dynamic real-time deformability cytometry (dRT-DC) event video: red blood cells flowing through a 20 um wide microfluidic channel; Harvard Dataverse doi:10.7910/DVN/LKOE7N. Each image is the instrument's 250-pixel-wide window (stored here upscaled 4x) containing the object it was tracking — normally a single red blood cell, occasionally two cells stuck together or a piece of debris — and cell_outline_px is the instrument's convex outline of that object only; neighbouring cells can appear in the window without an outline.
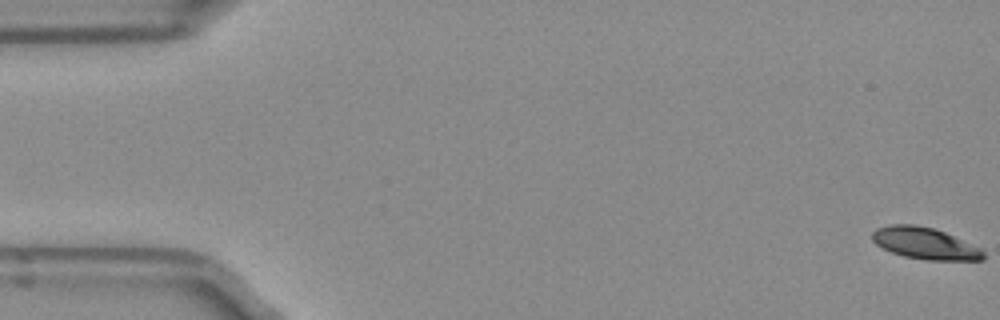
{"species": "Egyptian fruit bat (a non-hibernating species)", "species_latin": "Rousettus aegyptiacus", "temperature_condition": "room temperature", "stored_images_in_passage": 53, "camera_frame_rate_fps": 3000, "um_per_image_px": 0.085, "frame": {"image": 1, "passage_image": 1, "time_ms": 0.0, "image_size_px": [1000, 320], "cell_outline_px": [[984, 260], [928, 260], [904, 256], [892, 252], [876, 244], [872, 240], [872, 232], [876, 228], [888, 224], [916, 224], [932, 228], [944, 232], [980, 248], [984, 252]], "centroid_in_image_um": [78.59, 20.67], "position_along_channel_um": 6.4, "area_um2": 20.35}}
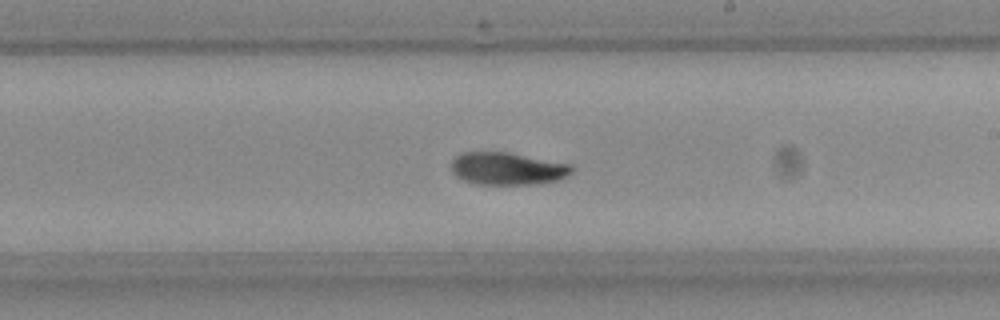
{"frame": {"image": 2, "passage_image": 30, "time_ms": 9.667, "image_size_px": [1000, 320], "cell_outline_px": [[572, 172], [568, 176], [560, 180], [544, 184], [476, 184], [464, 180], [456, 176], [452, 172], [452, 160], [456, 156], [464, 152], [508, 152], [572, 164]], "centroid_in_image_um": [43.18, 14.34], "position_along_channel_um": 245.8, "area_um2": 23.0}}
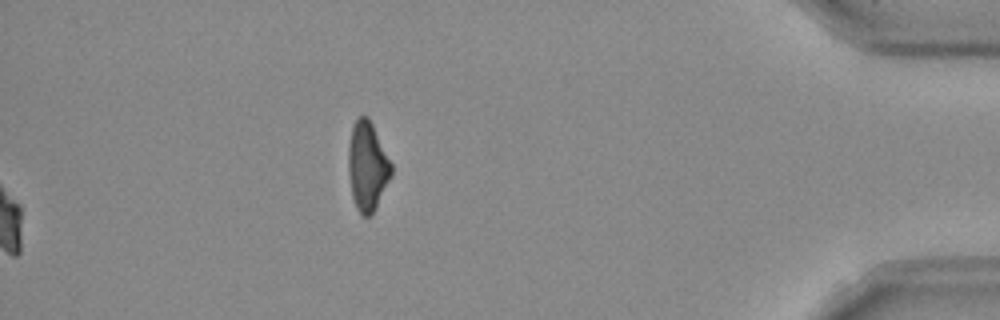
{"frame": {"image": 3, "passage_image": 53, "time_ms": 17.333, "image_size_px": [1000, 320], "cell_outline_px": [[392, 176], [372, 212], [368, 216], [360, 216], [356, 208], [352, 196], [348, 172], [348, 148], [352, 128], [356, 120], [360, 116], [368, 116], [392, 164]], "centroid_in_image_um": [31.21, 14.14], "position_along_channel_um": 404.0, "area_um2": 22.02}, "authors_computed_cell_mechanics": {"area_um2": 22.7732, "velocity_mm_per_s": 3.9413, "shape_relaxation_time_tau1_ms": 3.8646, "shape_relaxation_time_tau2_ms": 4.9274, "deformation_change_tau1": 0.1313, "deformation_change_tau2": 0.093}}